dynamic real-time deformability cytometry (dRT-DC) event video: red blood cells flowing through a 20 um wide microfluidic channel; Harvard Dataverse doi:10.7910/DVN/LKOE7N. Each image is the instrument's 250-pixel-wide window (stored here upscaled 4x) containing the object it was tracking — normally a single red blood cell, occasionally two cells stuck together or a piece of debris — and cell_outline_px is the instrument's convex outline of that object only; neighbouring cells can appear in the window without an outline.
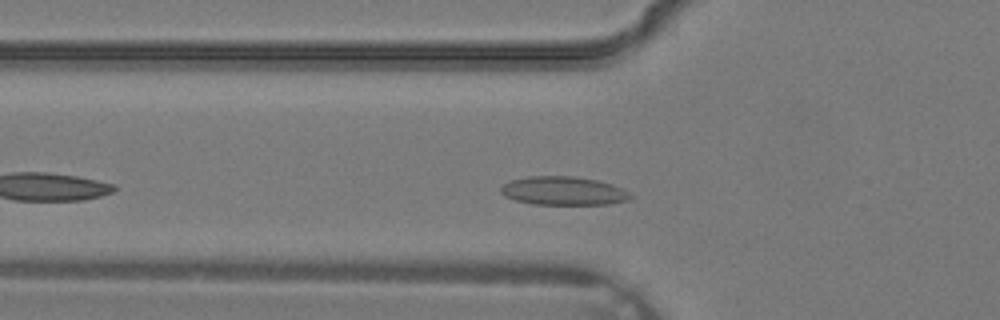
{"species": "common noctule bat (a hibernating species)", "species_latin": "Nyctalus noctula", "temperature_condition": "warm", "stored_images_in_passage": 27, "camera_frame_rate_fps": 3000, "um_per_image_px": 0.085, "animal": {"sex": "male", "body_mass_g": 19.2, "forearm_length_mm": 51.8}, "frame": {"image": 1, "passage_image": 5, "time_ms": 1.333, "image_size_px": [1000, 320], "cell_outline_px": [[632, 196], [628, 200], [608, 204], [532, 204], [516, 200], [504, 196], [500, 192], [500, 188], [504, 184], [512, 180], [528, 176], [572, 176], [596, 180], [612, 184], [628, 192]], "centroid_in_image_um": [47.86, 16.22], "position_along_channel_um": 77.9, "area_um2": 21.39}}
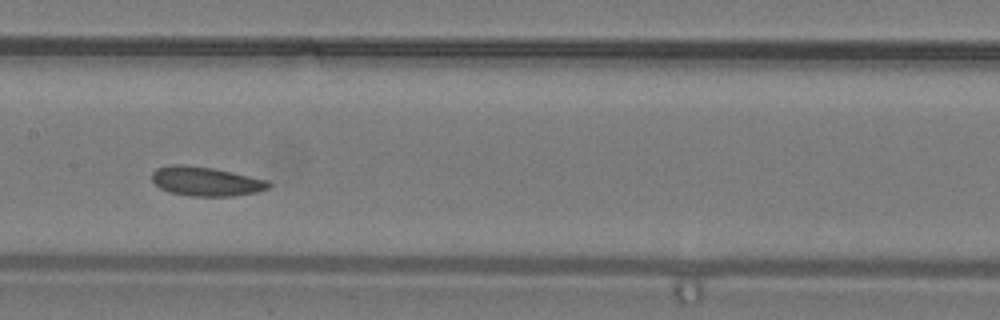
{"frame": {"image": 2, "passage_image": 11, "time_ms": 3.333, "image_size_px": [1000, 320], "cell_outline_px": [[272, 184], [268, 188], [256, 192], [232, 196], [188, 196], [168, 192], [160, 188], [152, 180], [152, 172], [156, 168], [172, 164], [180, 164], [212, 168], [232, 172], [268, 180]], "centroid_in_image_um": [17.48, 15.42], "position_along_channel_um": 189.9, "area_um2": 19.88}}
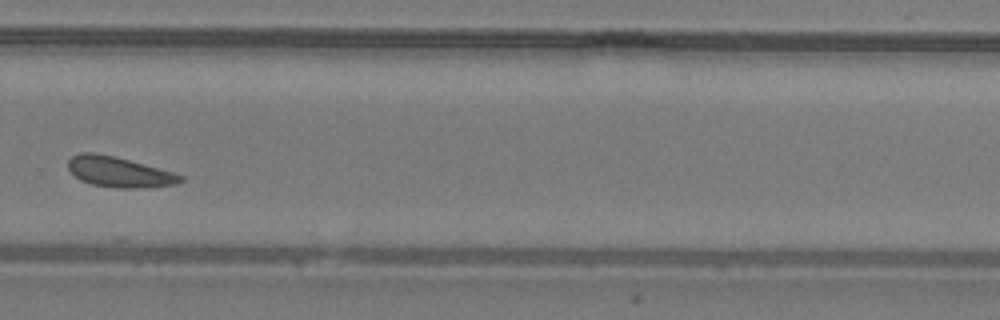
{"frame": {"image": 3, "passage_image": 18, "time_ms": 5.667, "image_size_px": [1000, 320], "cell_outline_px": [[184, 180], [176, 184], [144, 188], [116, 188], [92, 184], [80, 180], [68, 168], [68, 160], [72, 156], [80, 152], [92, 152], [116, 156], [172, 172], [184, 176]], "centroid_in_image_um": [10.12, 14.61], "position_along_channel_um": 319.7, "area_um2": 19.88}}